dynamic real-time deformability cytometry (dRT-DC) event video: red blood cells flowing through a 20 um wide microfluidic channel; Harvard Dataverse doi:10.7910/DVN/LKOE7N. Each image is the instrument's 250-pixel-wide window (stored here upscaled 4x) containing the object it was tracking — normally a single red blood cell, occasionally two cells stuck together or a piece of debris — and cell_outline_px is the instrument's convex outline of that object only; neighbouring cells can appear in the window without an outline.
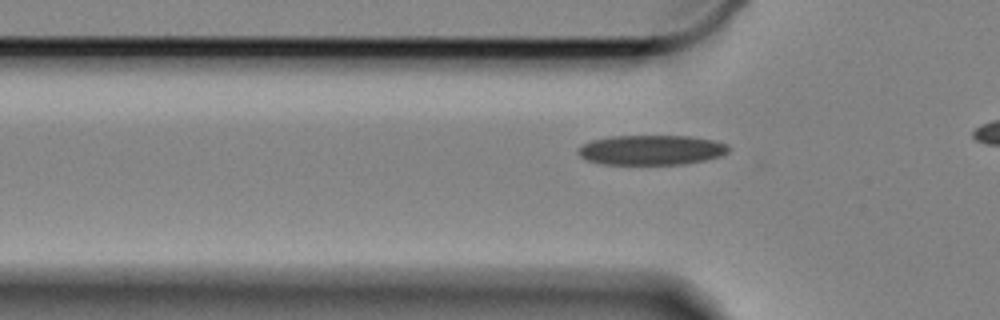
{"species": "Egyptian fruit bat (a non-hibernating species)", "species_latin": "Rousettus aegyptiacus", "temperature_condition": "cold", "stored_images_in_passage": 27, "camera_frame_rate_fps": 3000, "um_per_image_px": 0.085, "animal": {"sex": "female"}, "frame": {"image": 1, "passage_image": 9, "time_ms": 2.667, "image_size_px": [1000, 320], "cell_outline_px": [[728, 152], [720, 156], [704, 160], [684, 164], [604, 164], [588, 160], [580, 156], [576, 152], [584, 144], [592, 140], [612, 136], [688, 136], [716, 140], [728, 144]], "centroid_in_image_um": [55.39, 12.74], "position_along_channel_um": 70.4, "area_um2": 26.07}}
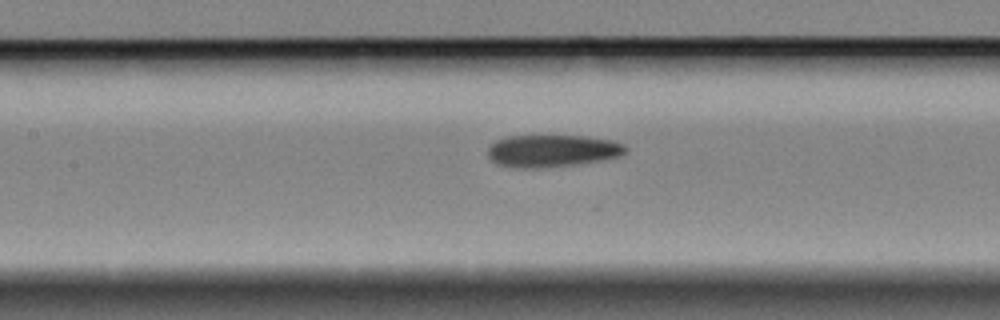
{"frame": {"image": 2, "passage_image": 17, "time_ms": 5.333, "image_size_px": [1000, 320], "cell_outline_px": [[628, 148], [620, 156], [600, 160], [576, 164], [544, 168], [512, 168], [496, 164], [488, 156], [488, 148], [496, 140], [508, 136], [584, 136], [612, 140], [624, 144]], "centroid_in_image_um": [46.91, 12.83], "position_along_channel_um": 160.5, "area_um2": 25.95}}
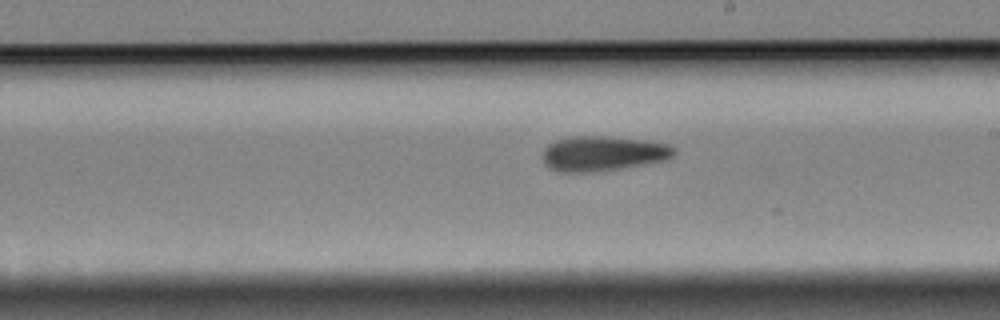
{"frame": {"image": 3, "passage_image": 24, "time_ms": 7.667, "image_size_px": [1000, 320], "cell_outline_px": [[676, 152], [668, 160], [620, 168], [584, 172], [560, 172], [544, 164], [544, 148], [548, 144], [556, 140], [572, 136], [608, 136], [648, 140], [668, 144], [676, 148]], "centroid_in_image_um": [51.29, 13.03], "position_along_channel_um": 237.7, "area_um2": 26.76}}